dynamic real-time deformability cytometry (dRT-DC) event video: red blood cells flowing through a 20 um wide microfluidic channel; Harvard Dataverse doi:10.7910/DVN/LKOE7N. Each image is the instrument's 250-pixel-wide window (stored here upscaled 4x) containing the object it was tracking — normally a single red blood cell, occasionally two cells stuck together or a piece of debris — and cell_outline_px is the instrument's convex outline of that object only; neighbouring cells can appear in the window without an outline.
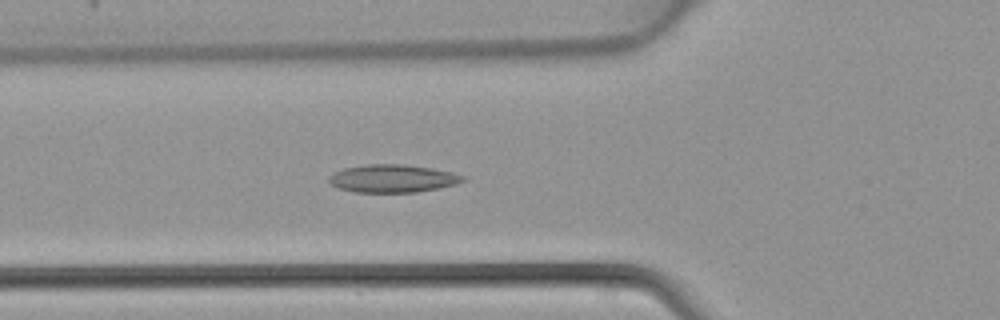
{"species": "common noctule bat (a hibernating species)", "species_latin": "Nyctalus noctula", "temperature_condition": "warm", "stored_images_in_passage": 44, "camera_frame_rate_fps": 3000, "um_per_image_px": 0.085, "animal": {"sex": "female", "body_mass_g": 22.7, "forearm_length_mm": 54.2}, "frame": {"image": 1, "passage_image": 15, "time_ms": 4.667, "image_size_px": [1000, 320], "cell_outline_px": [[464, 180], [456, 184], [416, 192], [356, 192], [340, 188], [332, 184], [328, 180], [328, 176], [344, 168], [368, 164], [404, 164], [432, 168], [452, 172], [464, 176]], "centroid_in_image_um": [33.37, 15.16], "position_along_channel_um": 92.4, "area_um2": 21.5}}
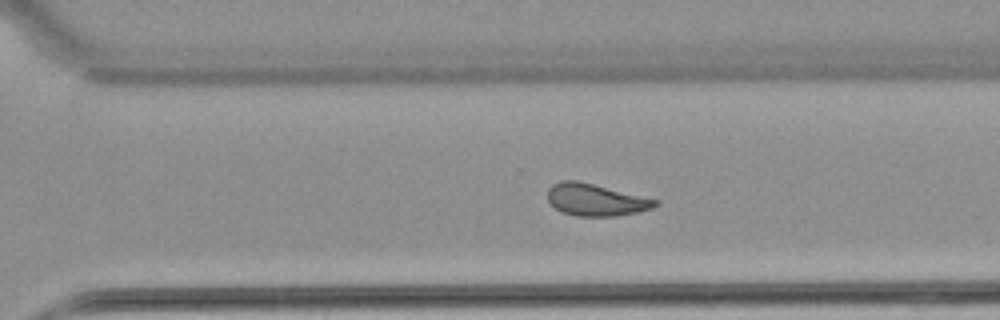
{"frame": {"image": 2, "passage_image": 30, "time_ms": 9.667, "image_size_px": [1000, 320], "cell_outline_px": [[660, 204], [652, 208], [640, 212], [616, 216], [576, 216], [564, 212], [556, 208], [548, 200], [548, 188], [552, 184], [560, 180], [576, 180], [660, 200]], "centroid_in_image_um": [50.67, 16.98], "position_along_channel_um": 319.9, "area_um2": 20.11}}
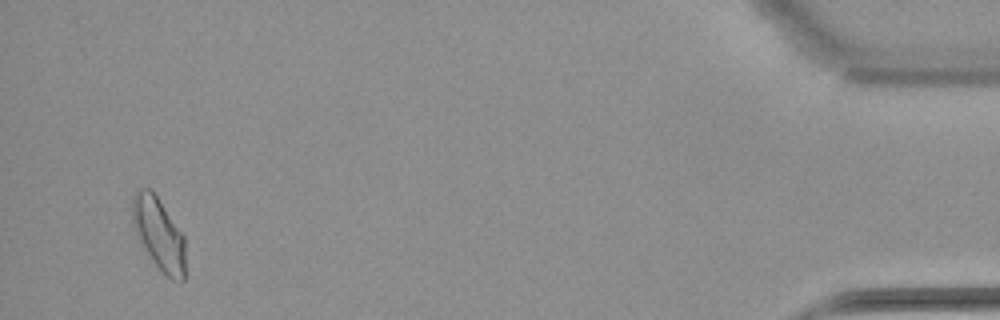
{"frame": {"image": 3, "passage_image": 42, "time_ms": 13.667, "image_size_px": [1000, 320], "cell_outline_px": [[184, 280], [180, 284], [172, 280], [152, 260], [144, 248], [140, 240], [132, 220], [132, 196], [140, 188], [148, 188], [156, 196], [184, 236]], "centroid_in_image_um": [13.5, 19.89], "position_along_channel_um": 421.7, "area_um2": 21.73}}